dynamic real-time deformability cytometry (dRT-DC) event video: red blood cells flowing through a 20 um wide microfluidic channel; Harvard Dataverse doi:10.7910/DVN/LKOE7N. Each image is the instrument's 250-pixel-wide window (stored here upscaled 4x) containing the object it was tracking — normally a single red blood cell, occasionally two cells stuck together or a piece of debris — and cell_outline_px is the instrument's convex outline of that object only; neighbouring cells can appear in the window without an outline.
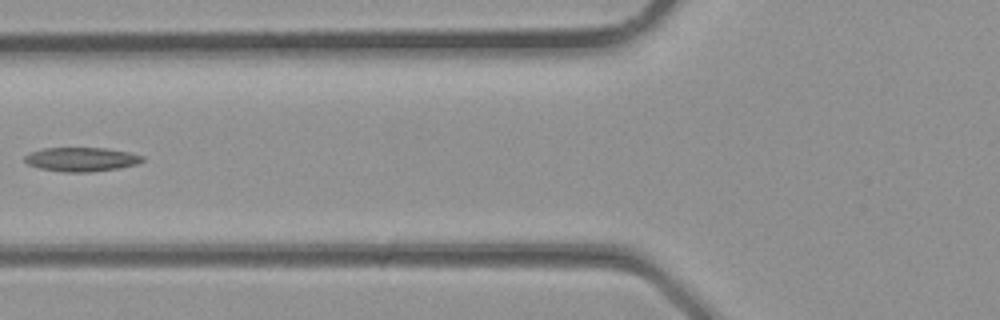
{"species": "common noctule bat (a hibernating species)", "species_latin": "Nyctalus noctula", "temperature_condition": "room temperature", "stored_images_in_passage": 19, "camera_frame_rate_fps": 3000, "um_per_image_px": 0.085, "animal": {"sex": "male", "body_mass_g": 23.1, "forearm_length_mm": 52.7}, "frame": {"image": 1, "passage_image": 13, "time_ms": 4.0, "image_size_px": [1000, 320], "cell_outline_px": [[144, 160], [136, 164], [120, 168], [88, 172], [64, 172], [40, 168], [28, 164], [24, 160], [24, 156], [28, 152], [44, 148], [104, 148], [128, 152], [144, 156]], "centroid_in_image_um": [6.9, 13.54], "position_along_channel_um": 118.9, "area_um2": 16.47}}